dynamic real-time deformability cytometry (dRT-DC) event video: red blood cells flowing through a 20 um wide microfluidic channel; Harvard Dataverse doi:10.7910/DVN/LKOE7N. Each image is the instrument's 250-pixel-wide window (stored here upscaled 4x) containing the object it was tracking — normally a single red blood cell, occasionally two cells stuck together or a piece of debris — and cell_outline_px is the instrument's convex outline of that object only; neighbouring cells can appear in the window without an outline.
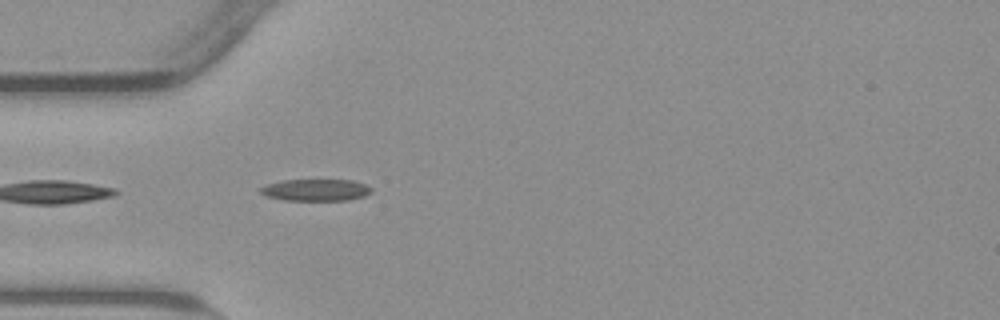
{"species": "common noctule bat (a hibernating species)", "species_latin": "Nyctalus noctula", "temperature_condition": "warm", "stored_images_in_passage": 14, "camera_frame_rate_fps": 3000, "um_per_image_px": 0.085, "animal": {"sex": "male", "body_mass_g": 23.1, "forearm_length_mm": 52.7}, "frame": {"image": 1, "passage_image": 3, "time_ms": 0.667, "image_size_px": [1000, 320], "cell_outline_px": [[372, 192], [364, 196], [348, 200], [284, 200], [264, 196], [260, 192], [260, 188], [268, 184], [284, 180], [352, 180], [364, 184], [372, 188]], "centroid_in_image_um": [26.84, 16.15], "position_along_channel_um": 58.2, "area_um2": 14.05}}
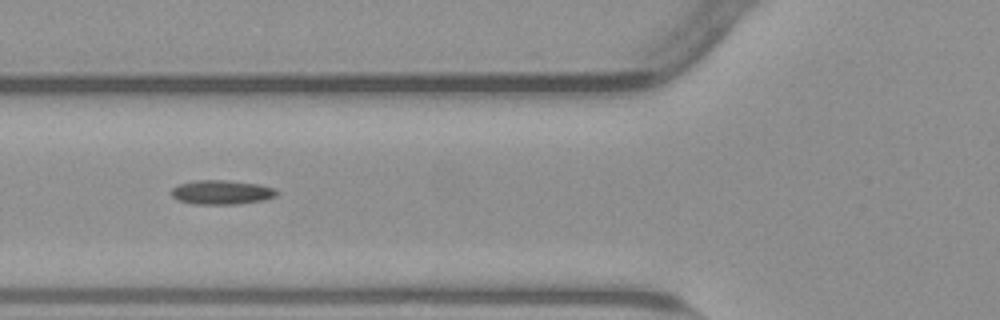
{"frame": {"image": 2, "passage_image": 7, "time_ms": 2.0, "image_size_px": [1000, 320], "cell_outline_px": [[276, 196], [264, 200], [236, 204], [192, 204], [180, 200], [172, 196], [172, 188], [180, 184], [196, 180], [224, 180], [256, 184], [272, 188], [276, 192]], "centroid_in_image_um": [18.81, 16.35], "position_along_channel_um": 107.0, "area_um2": 14.57}}
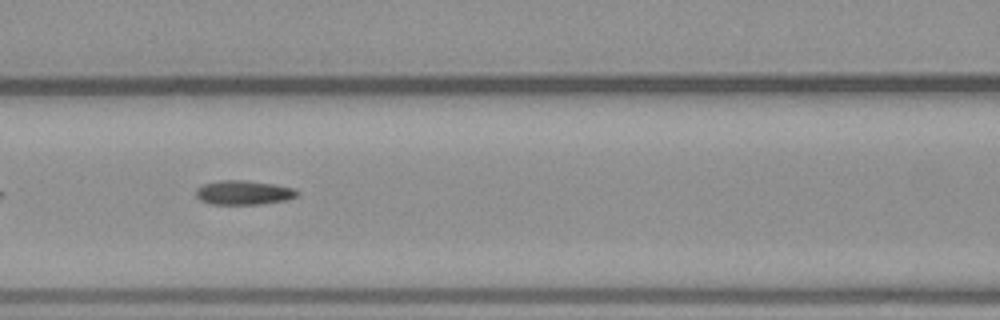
{"frame": {"image": 3, "passage_image": 10, "time_ms": 3.0, "image_size_px": [1000, 320], "cell_outline_px": [[300, 192], [296, 196], [288, 200], [260, 204], [212, 204], [200, 200], [196, 196], [196, 188], [204, 184], [220, 180], [244, 180], [276, 184], [292, 188]], "centroid_in_image_um": [20.71, 16.37], "position_along_channel_um": 145.9, "area_um2": 14.33}}